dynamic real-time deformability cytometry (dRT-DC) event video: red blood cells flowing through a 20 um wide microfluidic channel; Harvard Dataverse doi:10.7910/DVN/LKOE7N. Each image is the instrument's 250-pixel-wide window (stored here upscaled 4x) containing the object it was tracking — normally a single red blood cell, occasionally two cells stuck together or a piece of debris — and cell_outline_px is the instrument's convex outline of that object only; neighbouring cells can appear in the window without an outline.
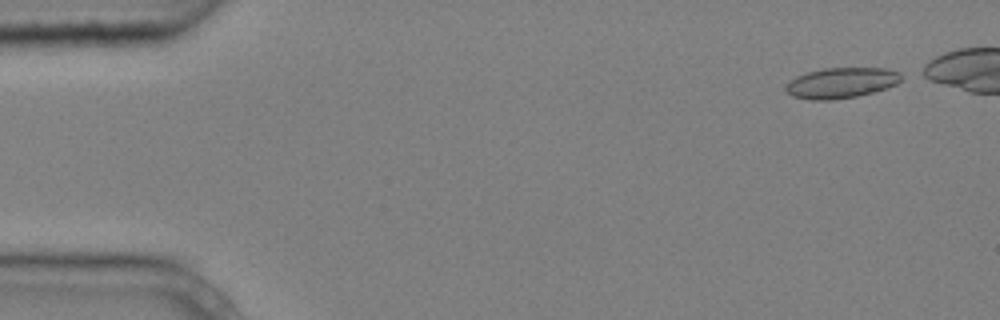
{"species": "common noctule bat (a hibernating species)", "species_latin": "Nyctalus noctula", "temperature_condition": "cold", "stored_images_in_passage": 6, "camera_frame_rate_fps": 3000, "um_per_image_px": 0.085, "animal": {"sex": "male", "body_mass_g": 20.4}, "frame": {"image": 1, "passage_image": 1, "time_ms": 0.0, "image_size_px": [1000, 320], "cell_outline_px": [[900, 80], [896, 84], [888, 88], [856, 96], [832, 100], [808, 100], [792, 96], [784, 88], [796, 76], [808, 72], [824, 68], [888, 68], [900, 72]], "centroid_in_image_um": [71.51, 7.04], "position_along_channel_um": 13.5, "area_um2": 20.46}}
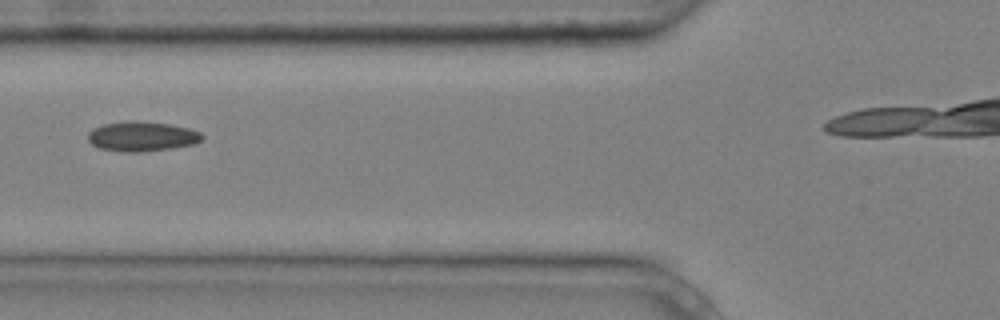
{"frame": {"image": 2, "passage_image": 5, "time_ms": 1.333, "image_size_px": [1000, 320], "cell_outline_px": [[204, 136], [200, 140], [192, 144], [172, 148], [140, 152], [124, 152], [100, 148], [92, 144], [88, 140], [88, 132], [92, 128], [104, 124], [128, 120], [136, 120], [168, 124], [188, 128], [200, 132]], "centroid_in_image_um": [12.03, 11.58], "position_along_channel_um": 113.8, "area_um2": 19.77}}